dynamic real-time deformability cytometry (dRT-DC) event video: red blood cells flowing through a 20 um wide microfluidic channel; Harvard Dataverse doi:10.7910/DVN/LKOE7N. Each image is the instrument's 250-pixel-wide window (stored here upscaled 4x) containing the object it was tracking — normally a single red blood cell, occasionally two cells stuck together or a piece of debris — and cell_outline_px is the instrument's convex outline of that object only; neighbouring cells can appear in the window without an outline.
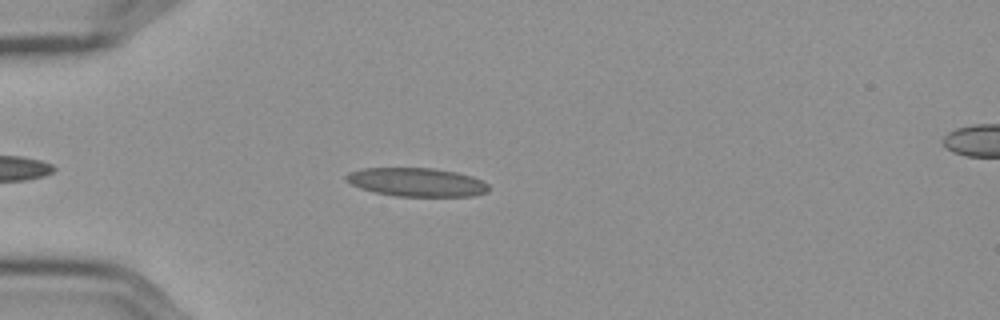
{"species": "Egyptian fruit bat (a non-hibernating species)", "species_latin": "Rousettus aegyptiacus", "temperature_condition": "cold", "stored_images_in_passage": 44, "camera_frame_rate_fps": 3000, "um_per_image_px": 0.085, "frame": {"image": 1, "passage_image": 7, "time_ms": 2.0, "image_size_px": [1000, 320], "cell_outline_px": [[488, 192], [472, 196], [396, 196], [376, 192], [360, 188], [344, 180], [344, 176], [348, 172], [360, 168], [432, 168], [456, 172], [472, 176], [488, 184]], "centroid_in_image_um": [35.38, 15.48], "position_along_channel_um": 49.6, "area_um2": 23.76}}
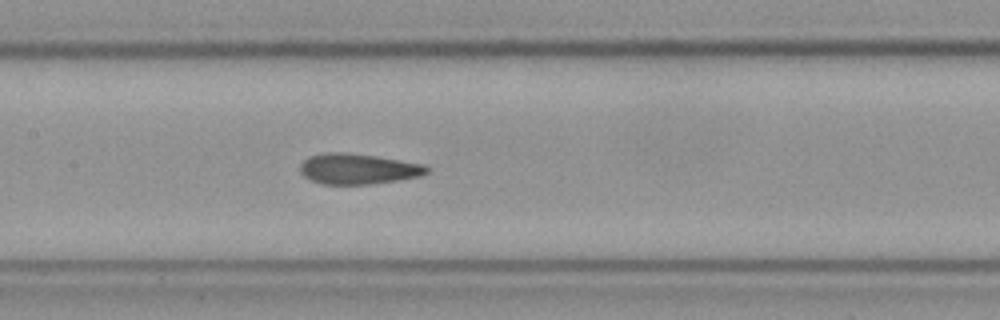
{"frame": {"image": 2, "passage_image": 19, "time_ms": 6.0, "image_size_px": [1000, 320], "cell_outline_px": [[428, 172], [420, 176], [396, 180], [368, 184], [320, 184], [304, 176], [300, 172], [300, 164], [308, 156], [324, 152], [344, 152], [376, 156], [424, 164], [428, 168]], "centroid_in_image_um": [30.39, 14.34], "position_along_channel_um": 177.0, "area_um2": 22.48}}
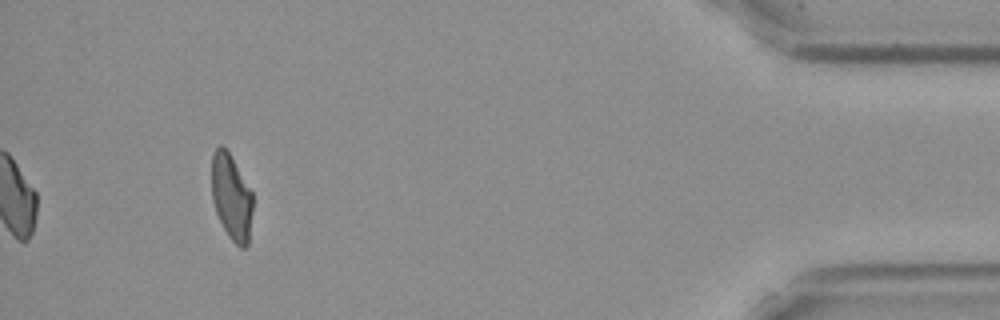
{"frame": {"image": 3, "passage_image": 44, "time_ms": 14.333, "image_size_px": [1000, 320], "cell_outline_px": [[252, 212], [248, 244], [244, 248], [240, 248], [228, 236], [216, 212], [212, 200], [212, 152], [220, 144], [224, 144], [252, 192]], "centroid_in_image_um": [19.66, 16.73], "position_along_channel_um": 415.5, "area_um2": 20.52}, "authors_computed_cell_mechanics": {"area_um2": 22.7732, "velocity_mm_per_s": 3.5908, "shape_relaxation_time_tau1_ms": 6.953, "shape_relaxation_time_tau2_ms": 1.2416, "deformation_change_tau1": 0.191, "deformation_change_tau2": 0.0838}}